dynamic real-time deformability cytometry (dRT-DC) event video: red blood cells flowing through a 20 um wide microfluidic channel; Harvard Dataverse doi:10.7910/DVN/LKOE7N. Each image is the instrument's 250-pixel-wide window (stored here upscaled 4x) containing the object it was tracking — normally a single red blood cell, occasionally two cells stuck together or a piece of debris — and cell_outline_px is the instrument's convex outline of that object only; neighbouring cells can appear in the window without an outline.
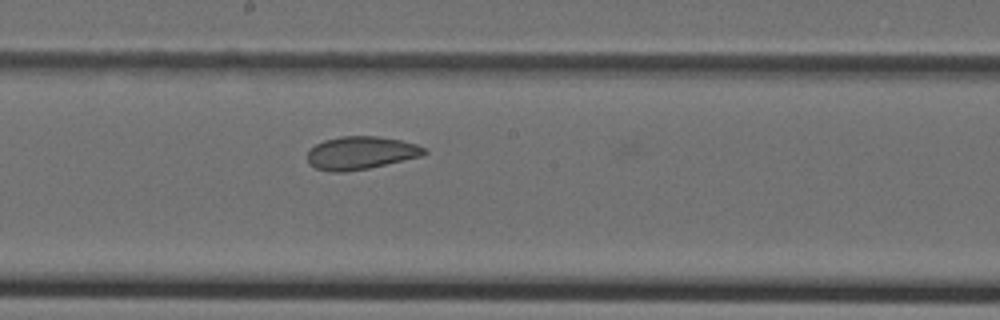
{"species": "Egyptian fruit bat (a non-hibernating species)", "species_latin": "Rousettus aegyptiacus", "temperature_condition": "cold", "stored_images_in_passage": 37, "camera_frame_rate_fps": 3000, "um_per_image_px": 0.085, "animal": {"sex": "female"}, "frame": {"image": 1, "passage_image": 28, "time_ms": 9.0, "image_size_px": [1000, 320], "cell_outline_px": [[428, 152], [420, 156], [368, 168], [344, 172], [332, 172], [316, 168], [308, 164], [308, 152], [316, 144], [324, 140], [340, 136], [376, 136], [400, 140], [416, 144], [424, 148]], "centroid_in_image_um": [30.64, 12.99], "position_along_channel_um": 217.6, "area_um2": 22.2}}
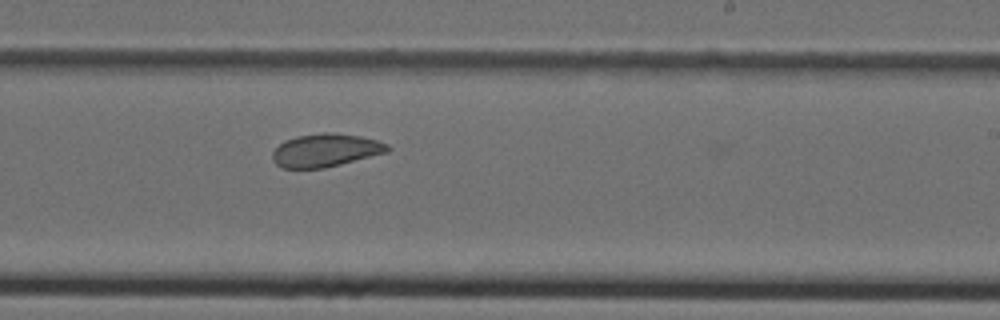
{"frame": {"image": 2, "passage_image": 31, "time_ms": 10.0, "image_size_px": [1000, 320], "cell_outline_px": [[392, 148], [388, 152], [324, 168], [280, 168], [272, 160], [272, 152], [284, 140], [296, 136], [324, 132], [328, 132], [360, 136], [376, 140], [388, 144]], "centroid_in_image_um": [27.66, 12.77], "position_along_channel_um": 261.3, "area_um2": 22.2}}
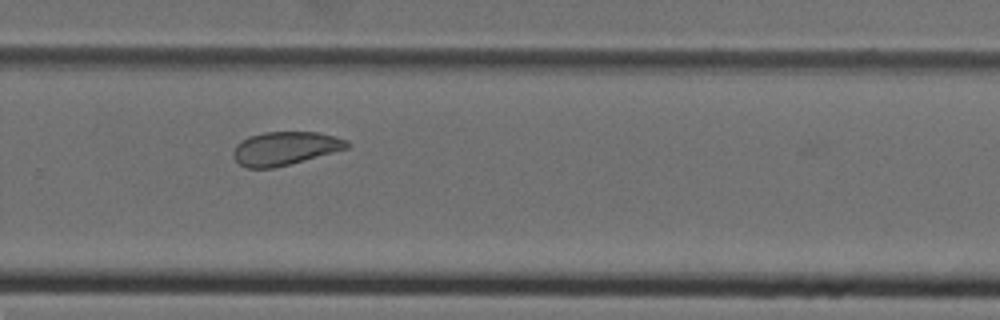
{"frame": {"image": 3, "passage_image": 34, "time_ms": 11.0, "image_size_px": [1000, 320], "cell_outline_px": [[352, 144], [348, 148], [288, 164], [272, 168], [248, 168], [240, 164], [232, 156], [232, 152], [236, 144], [248, 136], [264, 132], [316, 132], [348, 140]], "centroid_in_image_um": [24.2, 12.6], "position_along_channel_um": 305.6, "area_um2": 21.96}}